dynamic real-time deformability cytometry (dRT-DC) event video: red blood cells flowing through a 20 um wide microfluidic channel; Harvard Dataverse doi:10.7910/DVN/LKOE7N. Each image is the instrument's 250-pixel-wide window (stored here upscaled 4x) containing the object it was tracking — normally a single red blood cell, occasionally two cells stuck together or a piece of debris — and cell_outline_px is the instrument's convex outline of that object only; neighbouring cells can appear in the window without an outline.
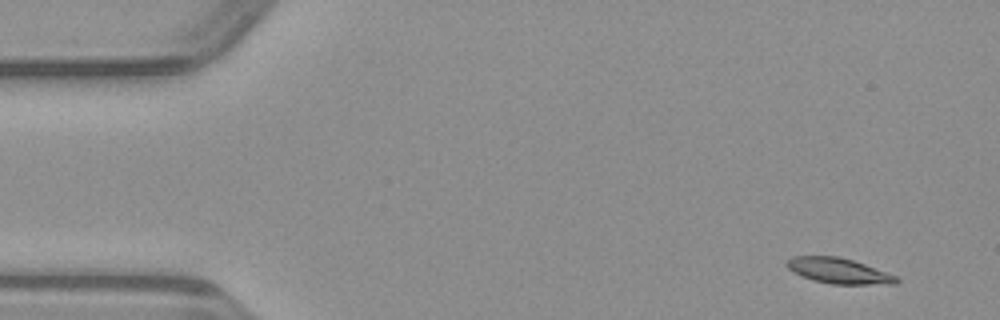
{"species": "common noctule bat (a hibernating species)", "species_latin": "Nyctalus noctula", "temperature_condition": "warm", "stored_images_in_passage": 47, "camera_frame_rate_fps": 3000, "um_per_image_px": 0.085, "animal": {"sex": "male", "body_mass_g": 23.1, "forearm_length_mm": 52.7}, "frame": {"image": 1, "passage_image": 1, "time_ms": 0.0, "image_size_px": [1000, 320], "cell_outline_px": [[900, 280], [896, 284], [832, 284], [812, 280], [788, 268], [784, 264], [792, 256], [840, 256], [864, 264], [896, 276]], "centroid_in_image_um": [71.29, 23.01], "position_along_channel_um": 13.7, "area_um2": 16.07}}
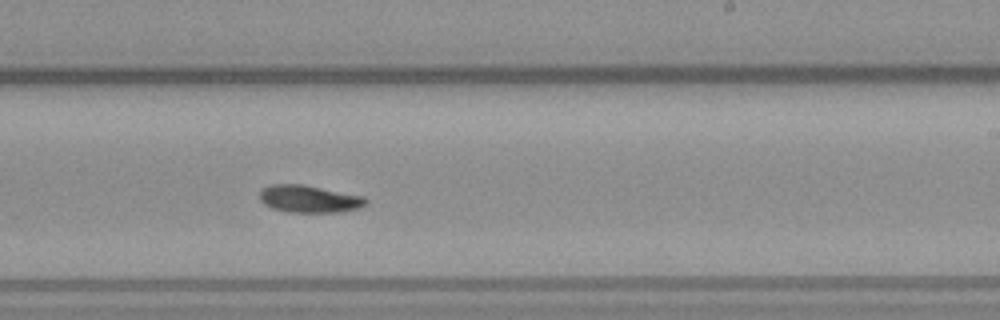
{"frame": {"image": 2, "passage_image": 27, "time_ms": 8.667, "image_size_px": [1000, 320], "cell_outline_px": [[368, 200], [360, 208], [336, 212], [288, 212], [272, 208], [264, 204], [260, 200], [260, 192], [264, 188], [272, 184], [304, 184], [364, 196]], "centroid_in_image_um": [26.28, 16.9], "position_along_channel_um": 262.7, "area_um2": 16.88}}
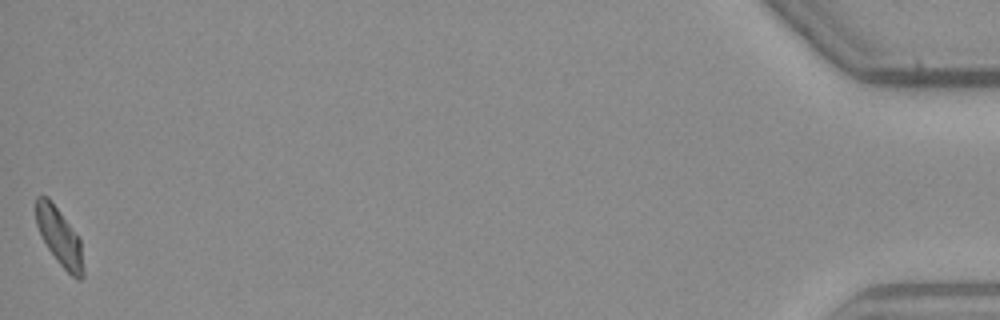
{"frame": {"image": 3, "passage_image": 47, "time_ms": 15.333, "image_size_px": [1000, 320], "cell_outline_px": [[84, 276], [80, 280], [76, 280], [56, 260], [48, 248], [36, 224], [36, 196], [48, 196], [80, 240], [84, 268]], "centroid_in_image_um": [5.06, 20.17], "position_along_channel_um": 430.1, "area_um2": 15.55}}